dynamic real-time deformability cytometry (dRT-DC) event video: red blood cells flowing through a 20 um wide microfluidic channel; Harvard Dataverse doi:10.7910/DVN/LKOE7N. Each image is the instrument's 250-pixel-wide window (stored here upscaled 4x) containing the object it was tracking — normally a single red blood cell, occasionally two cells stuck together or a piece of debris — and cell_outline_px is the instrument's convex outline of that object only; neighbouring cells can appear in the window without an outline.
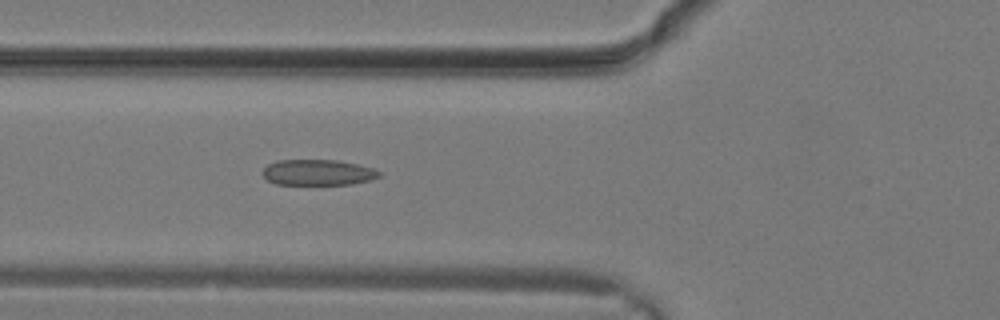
{"species": "common noctule bat (a hibernating species)", "species_latin": "Nyctalus noctula", "temperature_condition": "warm", "stored_images_in_passage": 11, "camera_frame_rate_fps": 3000, "um_per_image_px": 0.085, "animal": {"sex": "male", "body_mass_g": 19.2, "forearm_length_mm": 51.8}, "frame": {"image": 1, "passage_image": 11, "time_ms": 3.333, "image_size_px": [1000, 320], "cell_outline_px": [[380, 176], [368, 180], [352, 184], [276, 184], [268, 180], [260, 172], [268, 164], [276, 160], [336, 160], [356, 164], [372, 168], [380, 172]], "centroid_in_image_um": [26.97, 14.65], "position_along_channel_um": 98.8, "area_um2": 17.34}}